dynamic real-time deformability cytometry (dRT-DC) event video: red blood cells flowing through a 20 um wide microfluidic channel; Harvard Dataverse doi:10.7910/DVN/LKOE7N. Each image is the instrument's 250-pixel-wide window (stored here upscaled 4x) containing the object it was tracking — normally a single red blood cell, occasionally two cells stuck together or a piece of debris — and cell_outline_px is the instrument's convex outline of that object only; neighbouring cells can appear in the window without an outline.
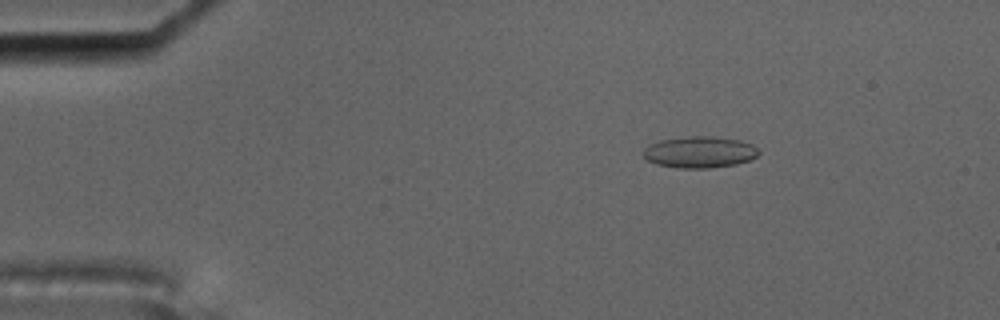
{"species": "common noctule bat (a hibernating species)", "species_latin": "Nyctalus noctula", "temperature_condition": "cold", "stored_images_in_passage": 5, "camera_frame_rate_fps": 3000, "um_per_image_px": 0.085, "animal": {"sex": "male", "body_mass_g": 17.5, "forearm_length_mm": 52.3}, "frame": {"image": 1, "passage_image": 3, "time_ms": 0.667, "image_size_px": [1000, 320], "cell_outline_px": [[760, 152], [756, 156], [748, 160], [736, 164], [708, 168], [676, 168], [656, 164], [648, 160], [644, 156], [644, 148], [660, 140], [692, 136], [712, 136], [740, 140], [752, 144]], "centroid_in_image_um": [59.47, 12.93], "position_along_channel_um": 25.5, "area_um2": 20.98}}